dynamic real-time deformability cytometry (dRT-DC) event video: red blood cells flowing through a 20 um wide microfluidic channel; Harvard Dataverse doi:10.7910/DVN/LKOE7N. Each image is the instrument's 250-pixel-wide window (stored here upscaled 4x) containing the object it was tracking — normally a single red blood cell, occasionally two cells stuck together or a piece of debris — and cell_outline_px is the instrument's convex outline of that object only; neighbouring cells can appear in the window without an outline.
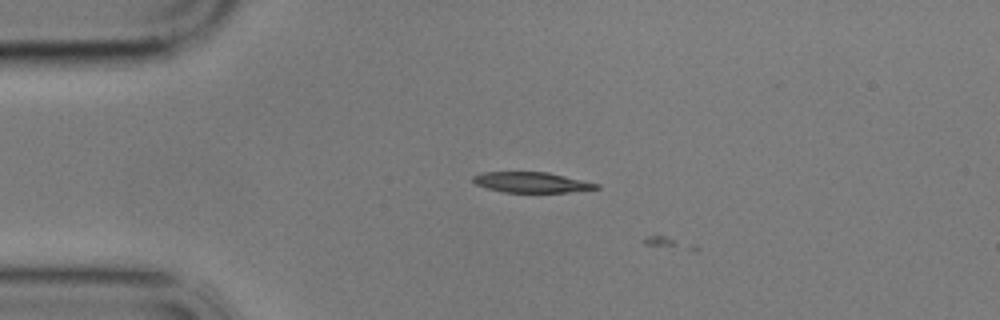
{"species": "common noctule bat (a hibernating species)", "species_latin": "Nyctalus noctula", "temperature_condition": "cold", "stored_images_in_passage": 5, "camera_frame_rate_fps": 3000, "um_per_image_px": 0.085, "animal": {"sex": "male", "body_mass_g": 17.9}, "frame": {"image": 1, "passage_image": 4, "time_ms": 3.333, "image_size_px": [1000, 320], "cell_outline_px": [[600, 188], [568, 192], [504, 192], [488, 188], [476, 184], [472, 180], [472, 176], [480, 172], [548, 172], [600, 184]], "centroid_in_image_um": [45.17, 15.49], "position_along_channel_um": 39.8, "area_um2": 14.62}}